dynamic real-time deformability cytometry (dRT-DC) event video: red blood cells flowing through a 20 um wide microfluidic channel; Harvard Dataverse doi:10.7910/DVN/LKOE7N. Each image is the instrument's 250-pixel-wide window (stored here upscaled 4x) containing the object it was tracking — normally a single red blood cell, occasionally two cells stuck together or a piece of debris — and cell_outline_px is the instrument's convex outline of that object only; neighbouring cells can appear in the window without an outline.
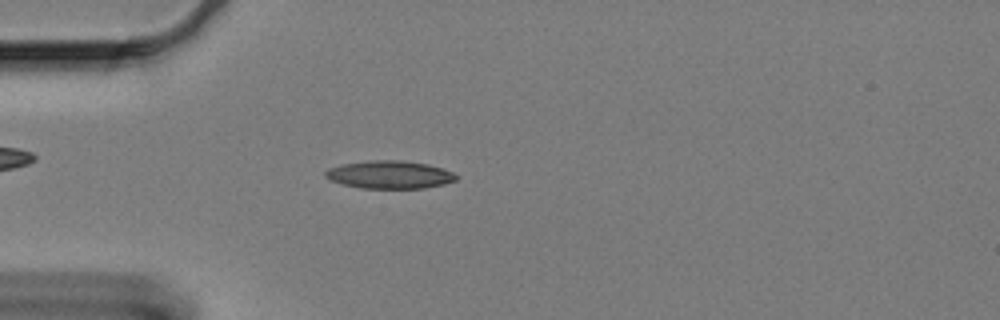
{"species": "Egyptian fruit bat (a non-hibernating species)", "species_latin": "Rousettus aegyptiacus", "temperature_condition": "cold", "stored_images_in_passage": 45, "camera_frame_rate_fps": 3000, "um_per_image_px": 0.085, "animal": {"sex": "female"}, "frame": {"image": 1, "passage_image": 1, "time_ms": 0.0, "image_size_px": [1000, 320], "cell_outline_px": [[456, 180], [444, 184], [424, 188], [360, 188], [344, 184], [332, 180], [324, 176], [324, 172], [328, 168], [340, 164], [372, 160], [400, 160], [428, 164], [444, 168], [452, 172], [456, 176]], "centroid_in_image_um": [33.11, 14.84], "position_along_channel_um": 51.9, "area_um2": 21.21}}
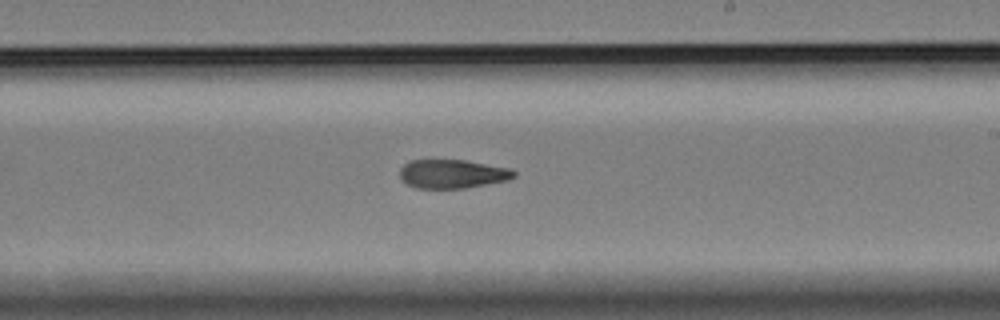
{"frame": {"image": 2, "passage_image": 20, "time_ms": 6.333, "image_size_px": [1000, 320], "cell_outline_px": [[516, 176], [508, 180], [464, 188], [416, 188], [400, 180], [400, 168], [404, 164], [412, 160], [464, 160], [512, 168], [516, 172]], "centroid_in_image_um": [38.46, 14.78], "position_along_channel_um": 250.5, "area_um2": 19.19}}
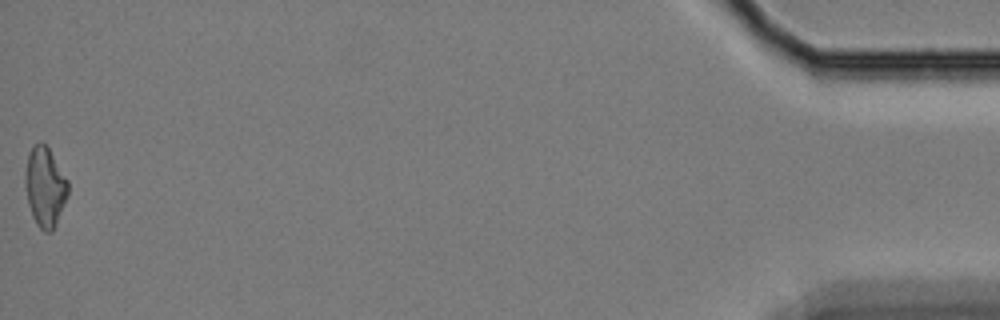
{"frame": {"image": 3, "passage_image": 45, "time_ms": 14.667, "image_size_px": [1000, 320], "cell_outline_px": [[68, 196], [56, 224], [52, 232], [44, 232], [36, 224], [32, 216], [28, 204], [24, 184], [24, 176], [28, 156], [32, 148], [40, 140], [48, 148], [68, 180]], "centroid_in_image_um": [3.82, 15.92], "position_along_channel_um": 431.4, "area_um2": 19.88}, "authors_computed_cell_mechanics": {"area_um2": 20.1144, "velocity_mm_per_s": 3.2865, "shape_relaxation_time_tau1_ms": null, "shape_relaxation_time_tau2_ms": 4.8314, "deformation_change_tau1": null, "deformation_change_tau2": 0.1198}}